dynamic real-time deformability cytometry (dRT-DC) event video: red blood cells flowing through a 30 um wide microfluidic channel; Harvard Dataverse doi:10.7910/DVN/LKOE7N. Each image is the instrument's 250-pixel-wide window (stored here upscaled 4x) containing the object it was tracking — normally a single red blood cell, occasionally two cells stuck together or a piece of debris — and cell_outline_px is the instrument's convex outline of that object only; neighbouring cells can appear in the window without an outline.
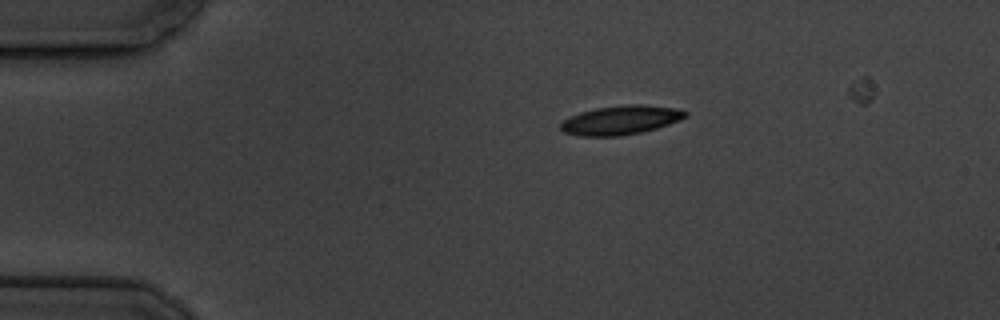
{"species": "common noctule bat (a hibernating species)", "species_latin": "Nyctalus noctula", "temperature_condition": "cold", "stored_images_in_passage": 3, "camera_frame_rate_fps": 3000, "um_per_image_px": 0.085, "animal": {"sex": "male", "body_mass_g": 19.5, "forearm_length_mm": 54.6}, "frame": {"image": 1, "passage_image": 1, "time_ms": 0.0, "image_size_px": [1000, 320], "cell_outline_px": [[688, 116], [680, 120], [656, 128], [640, 132], [620, 136], [580, 136], [564, 132], [560, 128], [560, 124], [564, 120], [580, 112], [596, 108], [628, 104], [640, 104], [672, 108], [688, 112]], "centroid_in_image_um": [52.75, 10.21], "position_along_channel_um": 32.2, "area_um2": 20.87}}
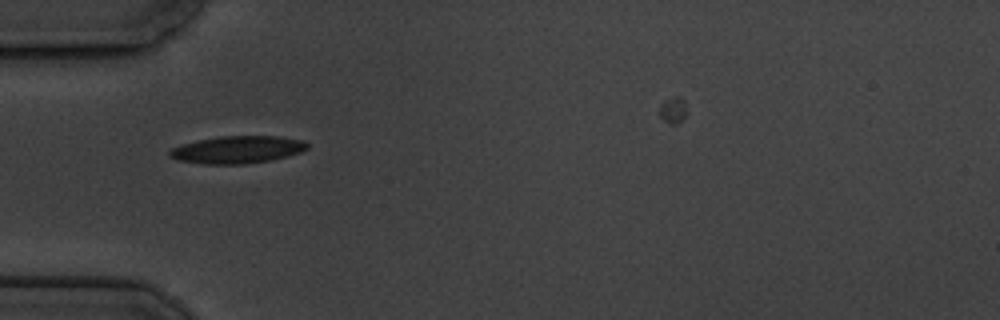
{"frame": {"image": 2, "passage_image": 2, "time_ms": 2.333, "image_size_px": [1000, 320], "cell_outline_px": [[308, 148], [300, 152], [288, 156], [268, 160], [244, 164], [204, 164], [180, 160], [168, 156], [168, 152], [172, 148], [184, 144], [200, 140], [220, 136], [276, 136], [304, 140], [308, 144]], "centroid_in_image_um": [20.2, 12.72], "position_along_channel_um": 64.8, "area_um2": 21.73}}